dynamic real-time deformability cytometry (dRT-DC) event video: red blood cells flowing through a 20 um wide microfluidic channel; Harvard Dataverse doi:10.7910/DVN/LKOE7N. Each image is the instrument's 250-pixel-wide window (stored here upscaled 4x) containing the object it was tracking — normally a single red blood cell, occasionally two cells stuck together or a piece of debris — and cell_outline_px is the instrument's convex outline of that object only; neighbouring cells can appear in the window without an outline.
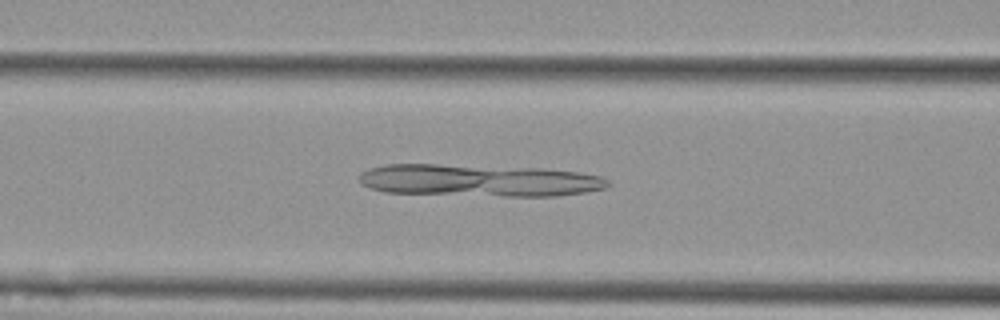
{"species": "Egyptian fruit bat (a non-hibernating species)", "species_latin": "Rousettus aegyptiacus", "temperature_condition": "cold", "stored_images_in_passage": 40, "camera_frame_rate_fps": 3000, "um_per_image_px": 0.085, "animal": {"sex": "female"}, "frame": {"image": 1, "passage_image": 7, "time_ms": 2.0, "image_size_px": [1000, 320], "cell_outline_px": [[612, 184], [608, 188], [584, 192], [556, 196], [504, 196], [384, 192], [368, 188], [360, 184], [360, 172], [368, 168], [384, 164], [436, 164], [540, 168], [580, 172], [600, 176], [608, 180]], "centroid_in_image_um": [40.7, 15.33], "position_along_channel_um": 125.9, "area_um2": 46.93}}
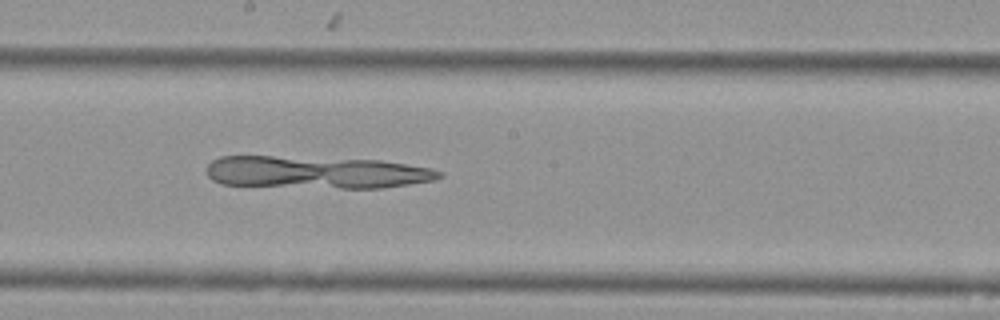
{"frame": {"image": 2, "passage_image": 15, "time_ms": 4.667, "image_size_px": [1000, 320], "cell_outline_px": [[444, 176], [436, 180], [380, 188], [340, 188], [220, 184], [212, 180], [204, 172], [204, 168], [212, 160], [220, 156], [272, 156], [380, 160], [432, 168], [444, 172]], "centroid_in_image_um": [26.86, 14.64], "position_along_channel_um": 221.3, "area_um2": 44.16}}
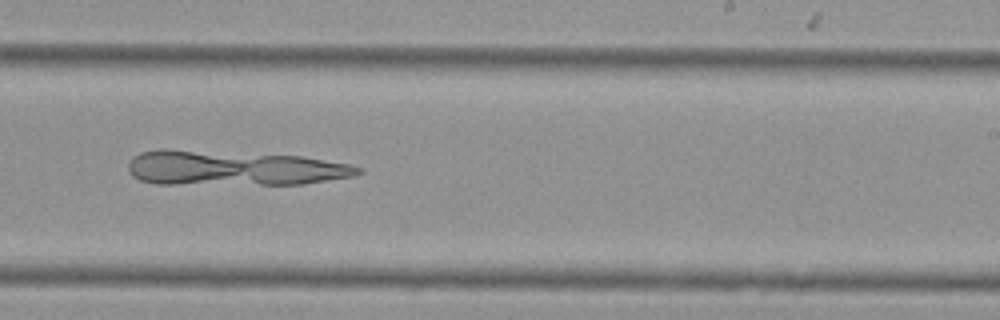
{"frame": {"image": 3, "passage_image": 19, "time_ms": 6.0, "image_size_px": [1000, 320], "cell_outline_px": [[364, 172], [352, 176], [304, 184], [156, 184], [140, 180], [132, 176], [128, 172], [128, 164], [132, 156], [140, 152], [160, 148], [168, 148], [300, 156], [348, 164], [364, 168]], "centroid_in_image_um": [19.79, 14.28], "position_along_channel_um": 269.2, "area_um2": 47.22}}